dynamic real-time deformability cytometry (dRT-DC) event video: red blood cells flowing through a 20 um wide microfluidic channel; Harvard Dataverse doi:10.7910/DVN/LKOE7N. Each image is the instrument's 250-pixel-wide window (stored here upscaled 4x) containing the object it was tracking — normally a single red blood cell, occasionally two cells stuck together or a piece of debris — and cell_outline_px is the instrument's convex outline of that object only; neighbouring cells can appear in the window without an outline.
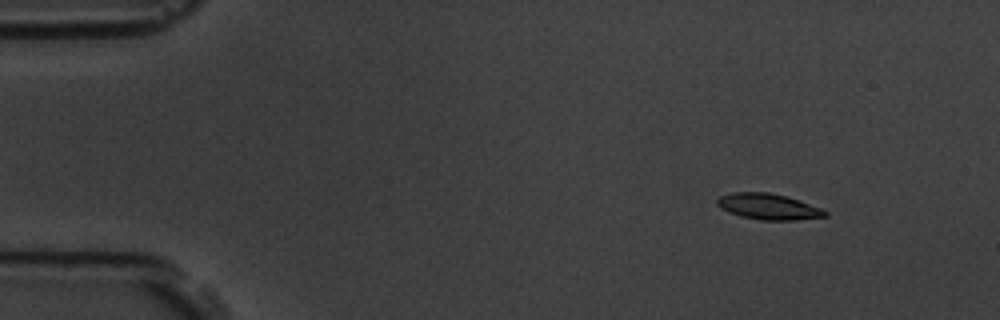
{"species": "common noctule bat (a hibernating species)", "species_latin": "Nyctalus noctula", "temperature_condition": "room temperature", "stored_images_in_passage": 56, "camera_frame_rate_fps": 3000, "um_per_image_px": 0.085, "animal": {"sex": "male", "body_mass_g": 19.5, "forearm_length_mm": 54.6}, "frame": {"image": 1, "passage_image": 6, "time_ms": 1.667, "image_size_px": [1000, 320], "cell_outline_px": [[828, 216], [796, 220], [760, 220], [740, 216], [728, 212], [720, 208], [716, 204], [716, 200], [720, 196], [732, 192], [768, 192], [788, 196], [800, 200], [820, 208], [828, 212]], "centroid_in_image_um": [65.3, 17.56], "position_along_channel_um": 19.7, "area_um2": 16.47}}
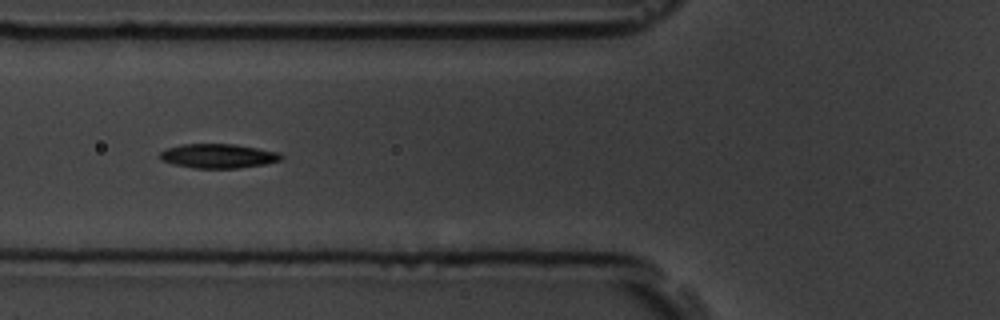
{"frame": {"image": 2, "passage_image": 21, "time_ms": 6.667, "image_size_px": [1000, 320], "cell_outline_px": [[284, 156], [280, 160], [264, 164], [236, 168], [192, 168], [172, 164], [160, 160], [156, 156], [164, 148], [180, 144], [236, 144], [280, 152]], "centroid_in_image_um": [18.48, 13.25], "position_along_channel_um": 107.3, "area_um2": 17.46}}
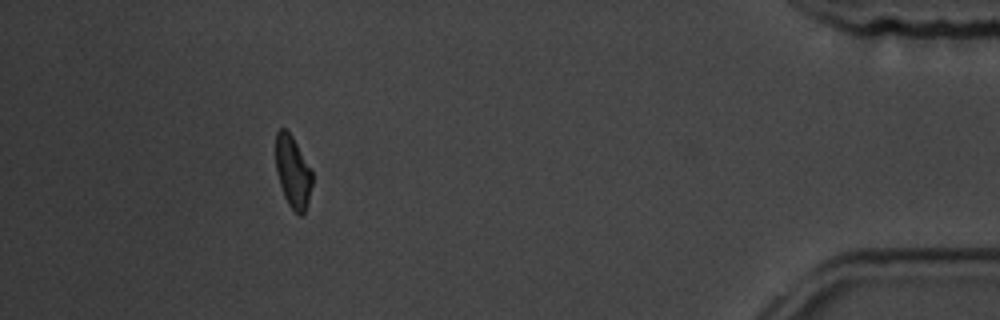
{"frame": {"image": 3, "passage_image": 51, "time_ms": 16.667, "image_size_px": [1000, 320], "cell_outline_px": [[312, 184], [308, 200], [304, 212], [300, 216], [288, 204], [284, 196], [276, 172], [276, 132], [280, 128], [284, 128], [292, 136], [312, 172]], "centroid_in_image_um": [24.87, 14.61], "position_along_channel_um": 410.3, "area_um2": 14.97}, "authors_computed_cell_mechanics": {"area_um2": 16.7042, "velocity_mm_per_s": 3.6133, "shape_relaxation_time_tau1_ms": 3.5664, "shape_relaxation_time_tau2_ms": 4.3958, "deformation_change_tau1": 0.1248, "deformation_change_tau2": 0.1011}}